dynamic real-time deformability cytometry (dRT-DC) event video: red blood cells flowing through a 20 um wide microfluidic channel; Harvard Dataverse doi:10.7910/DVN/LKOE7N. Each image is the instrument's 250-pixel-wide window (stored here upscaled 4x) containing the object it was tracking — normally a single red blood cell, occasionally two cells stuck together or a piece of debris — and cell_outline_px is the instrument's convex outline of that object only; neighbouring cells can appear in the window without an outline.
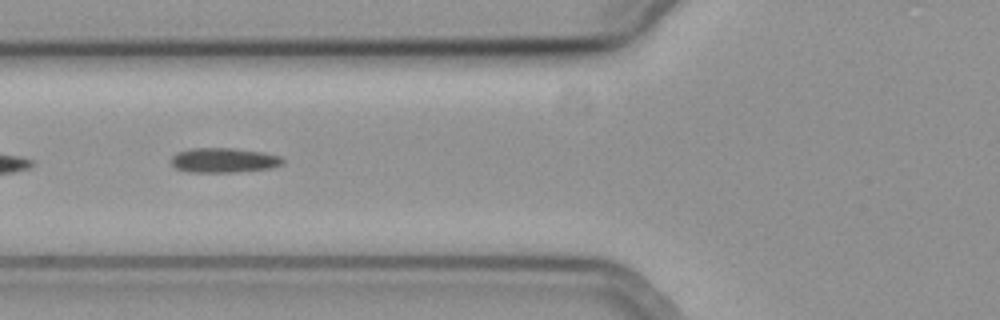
{"species": "common noctule bat (a hibernating species)", "species_latin": "Nyctalus noctula", "temperature_condition": "cold", "stored_images_in_passage": 11, "camera_frame_rate_fps": 3000, "um_per_image_px": 0.085, "animal": {"sex": "female", "body_mass_g": 19.3, "forearm_length_mm": 54.1}, "frame": {"image": 1, "passage_image": 5, "time_ms": 1.333, "image_size_px": [1000, 320], "cell_outline_px": [[284, 164], [272, 168], [232, 172], [188, 172], [176, 168], [172, 164], [172, 156], [176, 152], [192, 148], [232, 148], [260, 152], [280, 156], [284, 160]], "centroid_in_image_um": [19.02, 13.62], "position_along_channel_um": 106.8, "area_um2": 16.01}}
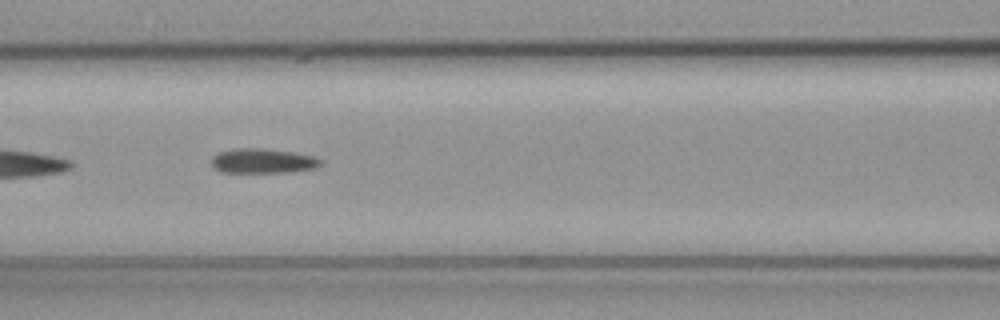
{"frame": {"image": 2, "passage_image": 8, "time_ms": 2.333, "image_size_px": [1000, 320], "cell_outline_px": [[320, 164], [316, 168], [284, 172], [220, 172], [212, 168], [212, 156], [220, 152], [236, 148], [264, 148], [292, 152], [312, 156], [320, 160]], "centroid_in_image_um": [22.27, 13.68], "position_along_channel_um": 144.3, "area_um2": 15.55}}